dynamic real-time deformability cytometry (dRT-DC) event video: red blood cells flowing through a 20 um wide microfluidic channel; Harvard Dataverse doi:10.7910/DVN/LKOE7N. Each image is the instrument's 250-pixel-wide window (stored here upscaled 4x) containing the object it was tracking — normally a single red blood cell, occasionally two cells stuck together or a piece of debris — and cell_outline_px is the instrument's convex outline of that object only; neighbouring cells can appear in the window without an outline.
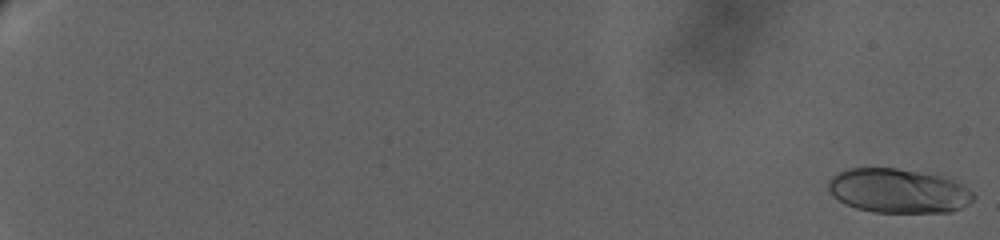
{"species": "human", "species_latin": "Homo sapiens", "temperature_condition": "warm", "stored_images_in_passage": 50, "camera_frame_rate_fps": 3000, "um_per_image_px": 0.085, "donor": {"sex": "female"}, "frame": {"image": 1, "passage_image": 1, "time_ms": 0.0, "image_size_px": [1000, 240], "cell_outline_px": [[976, 196], [968, 204], [960, 208], [948, 212], [872, 212], [856, 208], [832, 196], [828, 188], [828, 180], [836, 172], [848, 168], [896, 168], [920, 172], [940, 176], [952, 180], [968, 188]], "centroid_in_image_um": [76.32, 16.21], "position_along_channel_um": 8.7, "area_um2": 37.34}}
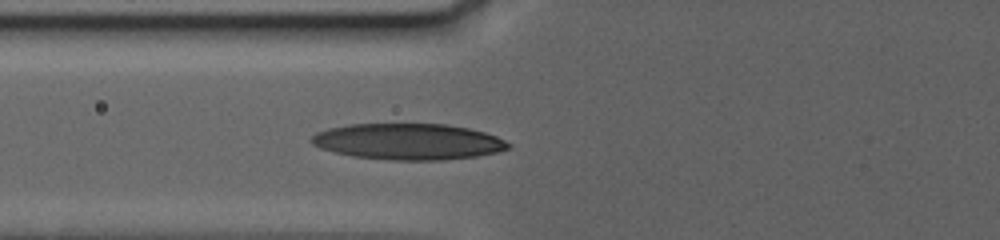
{"frame": {"image": 2, "passage_image": 30, "time_ms": 12.0, "image_size_px": [1000, 240], "cell_outline_px": [[512, 144], [508, 148], [496, 152], [476, 156], [444, 160], [392, 160], [352, 156], [320, 148], [312, 144], [308, 140], [316, 132], [328, 128], [348, 124], [448, 124], [468, 128], [484, 132], [496, 136]], "centroid_in_image_um": [34.67, 12.03], "position_along_channel_um": 91.1, "area_um2": 41.5}}
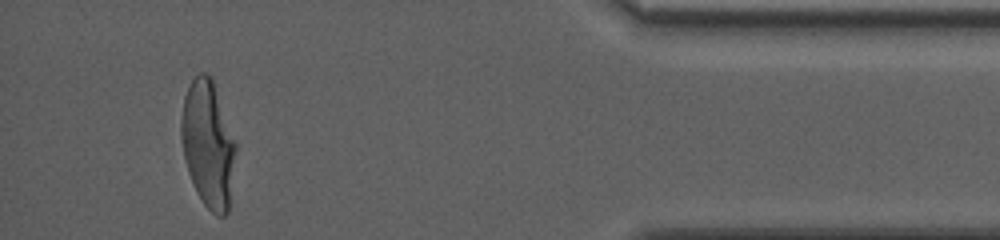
{"frame": {"image": 3, "passage_image": 49, "time_ms": 25.0, "image_size_px": [1000, 240], "cell_outline_px": [[236, 152], [228, 212], [224, 216], [216, 216], [204, 204], [196, 192], [188, 172], [184, 156], [180, 132], [180, 120], [184, 96], [192, 80], [200, 72], [204, 72], [212, 76], [236, 140]], "centroid_in_image_um": [17.69, 12.22], "position_along_channel_um": 417.5, "area_um2": 40.58}, "authors_computed_cell_mechanics": {"area_um2": 37.7145, "velocity_mm_per_s": 2.8222, "shape_relaxation_time_tau1_ms": 5.4114, "shape_relaxation_time_tau2_ms": 1.3933, "deformation_change_tau1": 0.2197, "deformation_change_tau2": 0.0819}}